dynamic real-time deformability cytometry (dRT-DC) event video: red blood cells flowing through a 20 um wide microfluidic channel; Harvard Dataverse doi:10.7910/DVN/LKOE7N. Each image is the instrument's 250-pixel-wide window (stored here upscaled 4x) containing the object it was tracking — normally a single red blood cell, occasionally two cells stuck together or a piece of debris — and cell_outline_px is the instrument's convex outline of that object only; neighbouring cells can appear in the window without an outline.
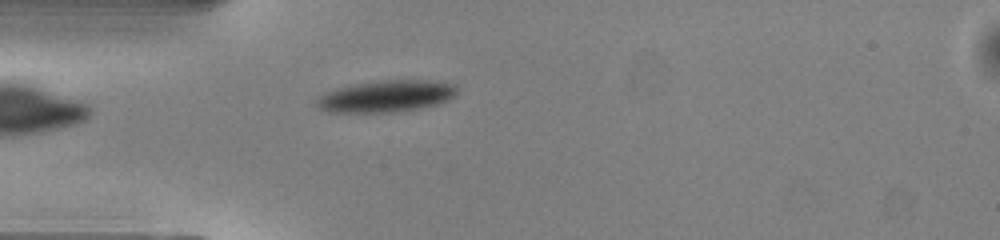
{"species": "common noctule bat (a hibernating species)", "species_latin": "Nyctalus noctula", "temperature_condition": "warm", "stored_images_in_passage": 28, "camera_frame_rate_fps": 3000, "um_per_image_px": 0.085, "animal": {"sex": "male", "body_mass_g": 13.0, "forearm_length_mm": 53.1}, "frame": {"image": 1, "passage_image": 1, "time_ms": 0.0, "image_size_px": [1000, 240], "cell_outline_px": [[456, 92], [448, 100], [436, 104], [420, 108], [400, 112], [328, 112], [320, 108], [316, 104], [316, 100], [324, 92], [356, 84], [388, 80], [428, 80], [452, 84], [456, 88]], "centroid_in_image_um": [32.81, 8.19], "position_along_channel_um": 52.2, "area_um2": 25.55}}
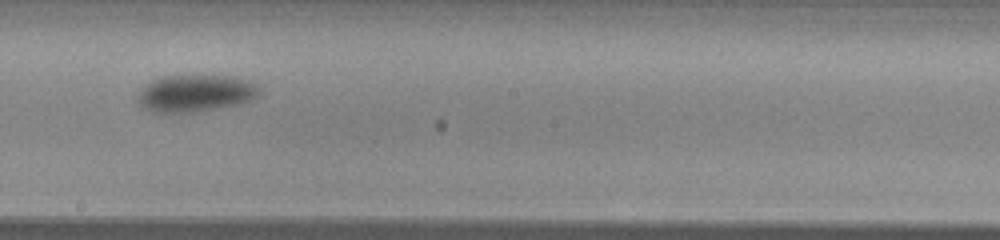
{"frame": {"image": 2, "passage_image": 15, "time_ms": 4.667, "image_size_px": [1000, 240], "cell_outline_px": [[260, 92], [252, 100], [236, 104], [192, 112], [152, 112], [144, 108], [136, 100], [136, 96], [140, 88], [152, 80], [164, 76], [192, 72], [236, 76], [252, 80], [260, 88]], "centroid_in_image_um": [16.61, 7.85], "position_along_channel_um": 231.6, "area_um2": 27.34}}
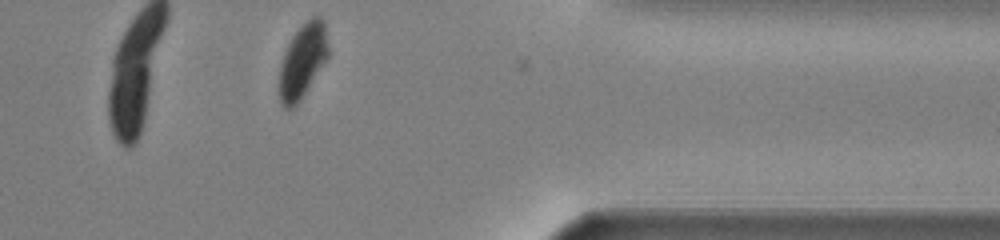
{"frame": {"image": 3, "passage_image": 28, "time_ms": 9.0, "image_size_px": [1000, 240], "cell_outline_px": [[328, 56], [300, 100], [292, 108], [284, 108], [280, 104], [280, 68], [284, 52], [292, 36], [312, 16], [320, 16], [324, 20], [328, 48]], "centroid_in_image_um": [25.72, 5.17], "position_along_channel_um": 385.7, "area_um2": 20.63}, "authors_computed_cell_mechanics": {"area_um2": 26.6747, "velocity_mm_per_s": 4.01, "shape_relaxation_time_tau1_ms": 2.8806, "shape_relaxation_time_tau2_ms": null, "deformation_change_tau1": 0.1255, "deformation_change_tau2": null}}